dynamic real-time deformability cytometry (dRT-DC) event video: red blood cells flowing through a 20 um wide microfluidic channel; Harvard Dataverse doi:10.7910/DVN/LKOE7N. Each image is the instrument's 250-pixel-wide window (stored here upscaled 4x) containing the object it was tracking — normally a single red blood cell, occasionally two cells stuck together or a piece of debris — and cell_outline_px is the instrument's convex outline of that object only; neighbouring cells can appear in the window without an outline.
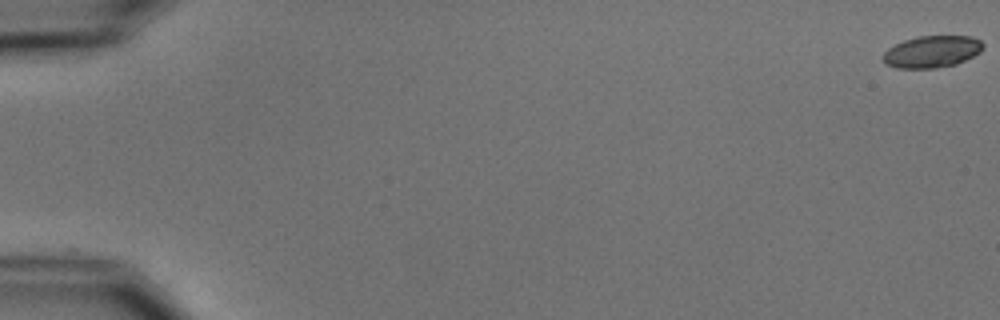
{"species": "common noctule bat (a hibernating species)", "species_latin": "Nyctalus noctula", "temperature_condition": "cold", "stored_images_in_passage": 6, "camera_frame_rate_fps": 3000, "um_per_image_px": 0.085, "animal": {"sex": "male", "body_mass_g": 15.6}, "frame": {"image": 1, "passage_image": 1, "time_ms": 0.0, "image_size_px": [1000, 320], "cell_outline_px": [[984, 48], [980, 52], [956, 64], [936, 68], [896, 68], [884, 64], [880, 60], [880, 56], [888, 48], [904, 40], [916, 36], [972, 36], [980, 40], [984, 44]], "centroid_in_image_um": [79.17, 4.39], "position_along_channel_um": 5.8, "area_um2": 18.84}}
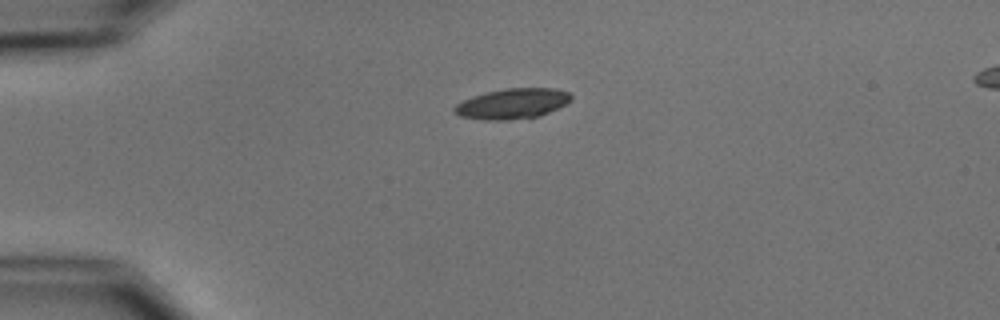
{"frame": {"image": 2, "passage_image": 4, "time_ms": 4.667, "image_size_px": [1000, 320], "cell_outline_px": [[572, 100], [540, 116], [508, 120], [484, 120], [460, 116], [452, 112], [452, 108], [456, 104], [472, 96], [484, 92], [504, 88], [556, 88], [568, 92], [572, 96]], "centroid_in_image_um": [43.51, 8.8], "position_along_channel_um": 41.5, "area_um2": 20.75}}